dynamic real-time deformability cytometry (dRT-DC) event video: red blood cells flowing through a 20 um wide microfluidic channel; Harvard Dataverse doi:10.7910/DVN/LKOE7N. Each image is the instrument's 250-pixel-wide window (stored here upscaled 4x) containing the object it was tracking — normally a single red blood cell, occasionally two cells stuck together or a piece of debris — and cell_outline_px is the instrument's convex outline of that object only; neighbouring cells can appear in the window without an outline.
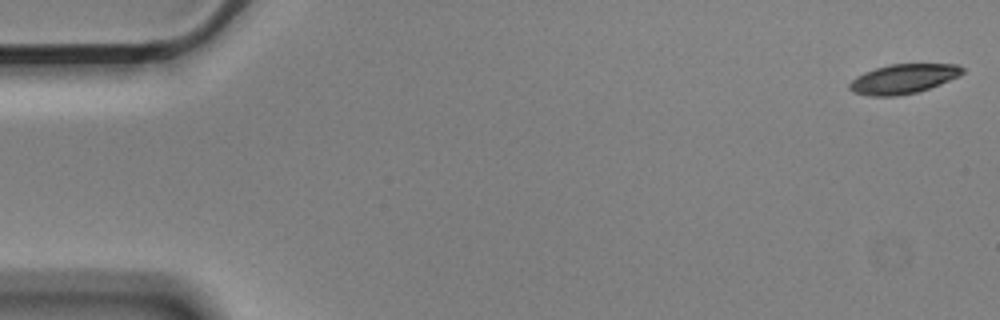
{"species": "Egyptian fruit bat (a non-hibernating species)", "species_latin": "Rousettus aegyptiacus", "temperature_condition": "cold", "stored_images_in_passage": 56, "camera_frame_rate_fps": 3000, "um_per_image_px": 0.085, "animal": {"sex": "male"}, "frame": {"image": 1, "passage_image": 1, "time_ms": 0.0, "image_size_px": [1000, 320], "cell_outline_px": [[964, 72], [960, 76], [940, 84], [916, 92], [896, 96], [868, 96], [852, 92], [848, 88], [848, 84], [856, 76], [864, 72], [888, 64], [956, 64], [964, 68]], "centroid_in_image_um": [76.76, 6.7], "position_along_channel_um": 8.2, "area_um2": 19.48}}
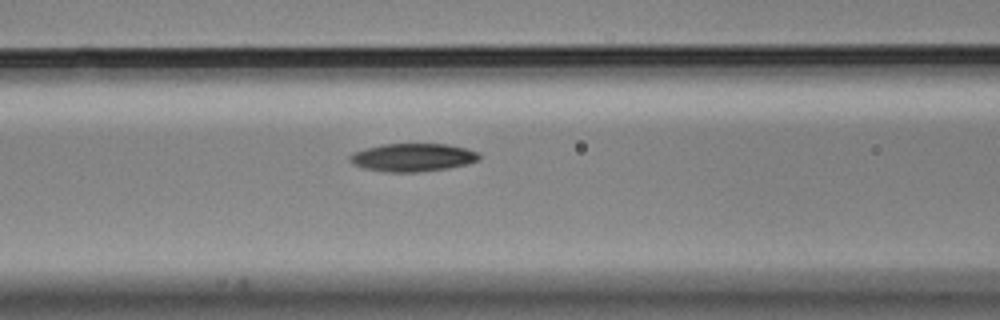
{"frame": {"image": 2, "passage_image": 23, "time_ms": 7.333, "image_size_px": [1000, 320], "cell_outline_px": [[480, 160], [468, 164], [448, 168], [416, 172], [388, 172], [364, 168], [352, 164], [348, 160], [348, 156], [352, 152], [364, 148], [384, 144], [448, 144], [480, 152]], "centroid_in_image_um": [35.07, 13.38], "position_along_channel_um": 131.5, "area_um2": 21.33}}
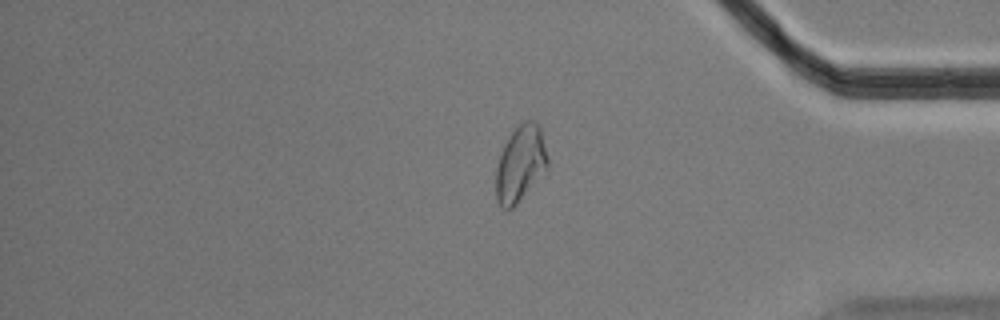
{"frame": {"image": 3, "passage_image": 47, "time_ms": 15.333, "image_size_px": [1000, 320], "cell_outline_px": [[548, 168], [516, 204], [512, 208], [504, 208], [496, 200], [496, 168], [504, 144], [508, 136], [524, 120], [532, 120], [540, 124], [548, 156]], "centroid_in_image_um": [44.25, 13.87], "position_along_channel_um": 390.9, "area_um2": 22.83}, "authors_computed_cell_mechanics": {"area_um2": 21.097, "velocity_mm_per_s": 3.5254, "shape_relaxation_time_tau1_ms": 6.9106, "shape_relaxation_time_tau2_ms": null, "deformation_change_tau1": 0.1671, "deformation_change_tau2": null}}